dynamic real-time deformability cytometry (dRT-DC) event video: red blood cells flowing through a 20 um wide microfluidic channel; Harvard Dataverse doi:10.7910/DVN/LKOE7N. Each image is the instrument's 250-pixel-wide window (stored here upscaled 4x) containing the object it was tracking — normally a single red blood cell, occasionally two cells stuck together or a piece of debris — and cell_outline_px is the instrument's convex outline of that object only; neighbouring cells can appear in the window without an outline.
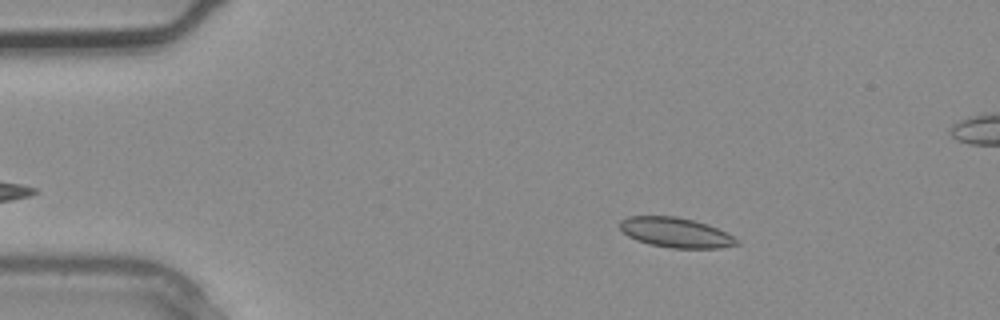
{"species": "common noctule bat (a hibernating species)", "species_latin": "Nyctalus noctula", "temperature_condition": "warm", "stored_images_in_passage": 4, "camera_frame_rate_fps": 3000, "um_per_image_px": 0.085, "animal": {"sex": "male", "body_mass_g": 20.4}, "frame": {"image": 1, "passage_image": 2, "time_ms": 0.333, "image_size_px": [1000, 320], "cell_outline_px": [[740, 244], [720, 248], [672, 248], [648, 244], [636, 240], [628, 236], [620, 228], [620, 220], [628, 216], [676, 216], [708, 224], [740, 240]], "centroid_in_image_um": [57.43, 19.77], "position_along_channel_um": 27.6, "area_um2": 20.35}}